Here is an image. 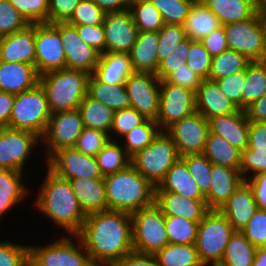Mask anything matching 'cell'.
I'll return each instance as SVG.
<instances>
[{
    "label": "cell",
    "instance_id": "6da1fadb",
    "mask_svg": "<svg viewBox=\"0 0 266 266\" xmlns=\"http://www.w3.org/2000/svg\"><path fill=\"white\" fill-rule=\"evenodd\" d=\"M77 236L94 266H109L133 252L131 214L119 211L89 213Z\"/></svg>",
    "mask_w": 266,
    "mask_h": 266
},
{
    "label": "cell",
    "instance_id": "7a4b0ae2",
    "mask_svg": "<svg viewBox=\"0 0 266 266\" xmlns=\"http://www.w3.org/2000/svg\"><path fill=\"white\" fill-rule=\"evenodd\" d=\"M34 205L67 235H77L87 214L82 210L70 180L61 178L48 167Z\"/></svg>",
    "mask_w": 266,
    "mask_h": 266
},
{
    "label": "cell",
    "instance_id": "3957f363",
    "mask_svg": "<svg viewBox=\"0 0 266 266\" xmlns=\"http://www.w3.org/2000/svg\"><path fill=\"white\" fill-rule=\"evenodd\" d=\"M103 179L108 211L132 214L154 203L155 186L131 164Z\"/></svg>",
    "mask_w": 266,
    "mask_h": 266
},
{
    "label": "cell",
    "instance_id": "277c9868",
    "mask_svg": "<svg viewBox=\"0 0 266 266\" xmlns=\"http://www.w3.org/2000/svg\"><path fill=\"white\" fill-rule=\"evenodd\" d=\"M90 74L63 68L40 75L39 83L44 89L51 113L78 109L87 95Z\"/></svg>",
    "mask_w": 266,
    "mask_h": 266
},
{
    "label": "cell",
    "instance_id": "5b68a950",
    "mask_svg": "<svg viewBox=\"0 0 266 266\" xmlns=\"http://www.w3.org/2000/svg\"><path fill=\"white\" fill-rule=\"evenodd\" d=\"M181 158L176 144L160 131L150 145L130 158L131 165L153 186H158L171 166Z\"/></svg>",
    "mask_w": 266,
    "mask_h": 266
},
{
    "label": "cell",
    "instance_id": "8992f818",
    "mask_svg": "<svg viewBox=\"0 0 266 266\" xmlns=\"http://www.w3.org/2000/svg\"><path fill=\"white\" fill-rule=\"evenodd\" d=\"M51 115L46 93L38 83L29 90L15 94L8 127L30 131L42 137Z\"/></svg>",
    "mask_w": 266,
    "mask_h": 266
},
{
    "label": "cell",
    "instance_id": "52a82bcc",
    "mask_svg": "<svg viewBox=\"0 0 266 266\" xmlns=\"http://www.w3.org/2000/svg\"><path fill=\"white\" fill-rule=\"evenodd\" d=\"M133 251L155 255L169 244L165 216L153 203L131 214Z\"/></svg>",
    "mask_w": 266,
    "mask_h": 266
},
{
    "label": "cell",
    "instance_id": "ba28073f",
    "mask_svg": "<svg viewBox=\"0 0 266 266\" xmlns=\"http://www.w3.org/2000/svg\"><path fill=\"white\" fill-rule=\"evenodd\" d=\"M236 230L219 210H210L199 222L196 250L204 266L220 262L225 247Z\"/></svg>",
    "mask_w": 266,
    "mask_h": 266
},
{
    "label": "cell",
    "instance_id": "9c48e42d",
    "mask_svg": "<svg viewBox=\"0 0 266 266\" xmlns=\"http://www.w3.org/2000/svg\"><path fill=\"white\" fill-rule=\"evenodd\" d=\"M228 48L250 61L266 60V17L258 12L244 21L223 25Z\"/></svg>",
    "mask_w": 266,
    "mask_h": 266
},
{
    "label": "cell",
    "instance_id": "30bf717a",
    "mask_svg": "<svg viewBox=\"0 0 266 266\" xmlns=\"http://www.w3.org/2000/svg\"><path fill=\"white\" fill-rule=\"evenodd\" d=\"M63 235L45 246L29 245V254L42 266H94L79 237Z\"/></svg>",
    "mask_w": 266,
    "mask_h": 266
},
{
    "label": "cell",
    "instance_id": "8fae6325",
    "mask_svg": "<svg viewBox=\"0 0 266 266\" xmlns=\"http://www.w3.org/2000/svg\"><path fill=\"white\" fill-rule=\"evenodd\" d=\"M40 144L41 137L33 132L0 128V168L24 172L31 153Z\"/></svg>",
    "mask_w": 266,
    "mask_h": 266
},
{
    "label": "cell",
    "instance_id": "7c38bea8",
    "mask_svg": "<svg viewBox=\"0 0 266 266\" xmlns=\"http://www.w3.org/2000/svg\"><path fill=\"white\" fill-rule=\"evenodd\" d=\"M35 67L39 75L66 68L60 22L34 24Z\"/></svg>",
    "mask_w": 266,
    "mask_h": 266
},
{
    "label": "cell",
    "instance_id": "4fadbf2b",
    "mask_svg": "<svg viewBox=\"0 0 266 266\" xmlns=\"http://www.w3.org/2000/svg\"><path fill=\"white\" fill-rule=\"evenodd\" d=\"M83 129L82 116L78 109L52 113L41 137L46 159L59 149L74 147Z\"/></svg>",
    "mask_w": 266,
    "mask_h": 266
},
{
    "label": "cell",
    "instance_id": "5bb4252c",
    "mask_svg": "<svg viewBox=\"0 0 266 266\" xmlns=\"http://www.w3.org/2000/svg\"><path fill=\"white\" fill-rule=\"evenodd\" d=\"M196 111L195 92L180 85L160 80L159 114L156 120L161 131Z\"/></svg>",
    "mask_w": 266,
    "mask_h": 266
},
{
    "label": "cell",
    "instance_id": "9a60e30c",
    "mask_svg": "<svg viewBox=\"0 0 266 266\" xmlns=\"http://www.w3.org/2000/svg\"><path fill=\"white\" fill-rule=\"evenodd\" d=\"M165 132L176 144L181 157L203 154L209 133V121L199 112L173 123Z\"/></svg>",
    "mask_w": 266,
    "mask_h": 266
},
{
    "label": "cell",
    "instance_id": "2e32d148",
    "mask_svg": "<svg viewBox=\"0 0 266 266\" xmlns=\"http://www.w3.org/2000/svg\"><path fill=\"white\" fill-rule=\"evenodd\" d=\"M46 167L61 178H103L96 157L88 156L74 147L62 148L47 160Z\"/></svg>",
    "mask_w": 266,
    "mask_h": 266
},
{
    "label": "cell",
    "instance_id": "e0dca14e",
    "mask_svg": "<svg viewBox=\"0 0 266 266\" xmlns=\"http://www.w3.org/2000/svg\"><path fill=\"white\" fill-rule=\"evenodd\" d=\"M125 87L131 98V108L144 118L157 120L159 114L160 79L152 73L133 72Z\"/></svg>",
    "mask_w": 266,
    "mask_h": 266
},
{
    "label": "cell",
    "instance_id": "ac0fdd59",
    "mask_svg": "<svg viewBox=\"0 0 266 266\" xmlns=\"http://www.w3.org/2000/svg\"><path fill=\"white\" fill-rule=\"evenodd\" d=\"M105 52L129 53L136 42L138 27L129 8L105 15Z\"/></svg>",
    "mask_w": 266,
    "mask_h": 266
},
{
    "label": "cell",
    "instance_id": "d6986e66",
    "mask_svg": "<svg viewBox=\"0 0 266 266\" xmlns=\"http://www.w3.org/2000/svg\"><path fill=\"white\" fill-rule=\"evenodd\" d=\"M60 38L64 46L66 68L80 70L90 75L96 69L100 54L84 42L76 28L60 22Z\"/></svg>",
    "mask_w": 266,
    "mask_h": 266
},
{
    "label": "cell",
    "instance_id": "ffe728a7",
    "mask_svg": "<svg viewBox=\"0 0 266 266\" xmlns=\"http://www.w3.org/2000/svg\"><path fill=\"white\" fill-rule=\"evenodd\" d=\"M210 173L211 186L205 201L210 210H219L245 180L239 170L224 165L212 163Z\"/></svg>",
    "mask_w": 266,
    "mask_h": 266
},
{
    "label": "cell",
    "instance_id": "44dd1931",
    "mask_svg": "<svg viewBox=\"0 0 266 266\" xmlns=\"http://www.w3.org/2000/svg\"><path fill=\"white\" fill-rule=\"evenodd\" d=\"M154 203L164 216H176L194 222H200L210 211L205 200L189 199L166 191H155Z\"/></svg>",
    "mask_w": 266,
    "mask_h": 266
},
{
    "label": "cell",
    "instance_id": "7402d4cb",
    "mask_svg": "<svg viewBox=\"0 0 266 266\" xmlns=\"http://www.w3.org/2000/svg\"><path fill=\"white\" fill-rule=\"evenodd\" d=\"M208 121L211 133L221 136L240 151L248 147L249 120L245 110L238 109L236 112L216 116Z\"/></svg>",
    "mask_w": 266,
    "mask_h": 266
},
{
    "label": "cell",
    "instance_id": "603a6c76",
    "mask_svg": "<svg viewBox=\"0 0 266 266\" xmlns=\"http://www.w3.org/2000/svg\"><path fill=\"white\" fill-rule=\"evenodd\" d=\"M196 111L207 120L236 112L239 108L224 94L216 81L205 79L195 93Z\"/></svg>",
    "mask_w": 266,
    "mask_h": 266
},
{
    "label": "cell",
    "instance_id": "cb8c5ba5",
    "mask_svg": "<svg viewBox=\"0 0 266 266\" xmlns=\"http://www.w3.org/2000/svg\"><path fill=\"white\" fill-rule=\"evenodd\" d=\"M0 61L24 62L35 66L34 24L0 37Z\"/></svg>",
    "mask_w": 266,
    "mask_h": 266
},
{
    "label": "cell",
    "instance_id": "d4e9b609",
    "mask_svg": "<svg viewBox=\"0 0 266 266\" xmlns=\"http://www.w3.org/2000/svg\"><path fill=\"white\" fill-rule=\"evenodd\" d=\"M257 209L253 191L244 181L219 211L236 231H242Z\"/></svg>",
    "mask_w": 266,
    "mask_h": 266
},
{
    "label": "cell",
    "instance_id": "484cf974",
    "mask_svg": "<svg viewBox=\"0 0 266 266\" xmlns=\"http://www.w3.org/2000/svg\"><path fill=\"white\" fill-rule=\"evenodd\" d=\"M36 67L24 62L0 61V91L18 94L39 83Z\"/></svg>",
    "mask_w": 266,
    "mask_h": 266
},
{
    "label": "cell",
    "instance_id": "4316f807",
    "mask_svg": "<svg viewBox=\"0 0 266 266\" xmlns=\"http://www.w3.org/2000/svg\"><path fill=\"white\" fill-rule=\"evenodd\" d=\"M158 32L139 31L136 42L129 52L131 66L134 72L152 73L156 75L159 67Z\"/></svg>",
    "mask_w": 266,
    "mask_h": 266
},
{
    "label": "cell",
    "instance_id": "83f0119b",
    "mask_svg": "<svg viewBox=\"0 0 266 266\" xmlns=\"http://www.w3.org/2000/svg\"><path fill=\"white\" fill-rule=\"evenodd\" d=\"M133 72L129 53L104 52L92 75L100 82L120 85L125 84Z\"/></svg>",
    "mask_w": 266,
    "mask_h": 266
},
{
    "label": "cell",
    "instance_id": "f1b7e54d",
    "mask_svg": "<svg viewBox=\"0 0 266 266\" xmlns=\"http://www.w3.org/2000/svg\"><path fill=\"white\" fill-rule=\"evenodd\" d=\"M155 191L172 192L189 199L205 200V196L181 158L171 166L164 179L155 187Z\"/></svg>",
    "mask_w": 266,
    "mask_h": 266
},
{
    "label": "cell",
    "instance_id": "f546056e",
    "mask_svg": "<svg viewBox=\"0 0 266 266\" xmlns=\"http://www.w3.org/2000/svg\"><path fill=\"white\" fill-rule=\"evenodd\" d=\"M76 198L86 213L108 211L103 178H77L70 180Z\"/></svg>",
    "mask_w": 266,
    "mask_h": 266
},
{
    "label": "cell",
    "instance_id": "4dcf8cb0",
    "mask_svg": "<svg viewBox=\"0 0 266 266\" xmlns=\"http://www.w3.org/2000/svg\"><path fill=\"white\" fill-rule=\"evenodd\" d=\"M221 24L217 16L201 1L196 0L183 23L187 39L200 41Z\"/></svg>",
    "mask_w": 266,
    "mask_h": 266
},
{
    "label": "cell",
    "instance_id": "1f68e13d",
    "mask_svg": "<svg viewBox=\"0 0 266 266\" xmlns=\"http://www.w3.org/2000/svg\"><path fill=\"white\" fill-rule=\"evenodd\" d=\"M87 94L114 112L131 107V98L127 94L125 84L110 85L103 83L92 74L88 79Z\"/></svg>",
    "mask_w": 266,
    "mask_h": 266
},
{
    "label": "cell",
    "instance_id": "d6a6232c",
    "mask_svg": "<svg viewBox=\"0 0 266 266\" xmlns=\"http://www.w3.org/2000/svg\"><path fill=\"white\" fill-rule=\"evenodd\" d=\"M218 18L221 25L244 21L257 11L252 0H201Z\"/></svg>",
    "mask_w": 266,
    "mask_h": 266
},
{
    "label": "cell",
    "instance_id": "836d02e7",
    "mask_svg": "<svg viewBox=\"0 0 266 266\" xmlns=\"http://www.w3.org/2000/svg\"><path fill=\"white\" fill-rule=\"evenodd\" d=\"M203 154L214 164L240 170L241 151L219 135L209 131Z\"/></svg>",
    "mask_w": 266,
    "mask_h": 266
},
{
    "label": "cell",
    "instance_id": "e575fe53",
    "mask_svg": "<svg viewBox=\"0 0 266 266\" xmlns=\"http://www.w3.org/2000/svg\"><path fill=\"white\" fill-rule=\"evenodd\" d=\"M78 110L82 116L84 127L110 134L114 116L113 110L93 99L88 94L80 103Z\"/></svg>",
    "mask_w": 266,
    "mask_h": 266
},
{
    "label": "cell",
    "instance_id": "d590c367",
    "mask_svg": "<svg viewBox=\"0 0 266 266\" xmlns=\"http://www.w3.org/2000/svg\"><path fill=\"white\" fill-rule=\"evenodd\" d=\"M256 250L257 247L249 242L241 231H235L220 262L226 266H252Z\"/></svg>",
    "mask_w": 266,
    "mask_h": 266
},
{
    "label": "cell",
    "instance_id": "8d00e7d4",
    "mask_svg": "<svg viewBox=\"0 0 266 266\" xmlns=\"http://www.w3.org/2000/svg\"><path fill=\"white\" fill-rule=\"evenodd\" d=\"M266 92V60L252 61L245 70L242 109L259 100Z\"/></svg>",
    "mask_w": 266,
    "mask_h": 266
},
{
    "label": "cell",
    "instance_id": "74e56055",
    "mask_svg": "<svg viewBox=\"0 0 266 266\" xmlns=\"http://www.w3.org/2000/svg\"><path fill=\"white\" fill-rule=\"evenodd\" d=\"M159 266H204L199 259L196 246L169 243L154 255Z\"/></svg>",
    "mask_w": 266,
    "mask_h": 266
},
{
    "label": "cell",
    "instance_id": "f35d334b",
    "mask_svg": "<svg viewBox=\"0 0 266 266\" xmlns=\"http://www.w3.org/2000/svg\"><path fill=\"white\" fill-rule=\"evenodd\" d=\"M160 131L156 121L146 119L142 124L133 128L118 140L123 141L121 145L131 158L137 152L150 145Z\"/></svg>",
    "mask_w": 266,
    "mask_h": 266
},
{
    "label": "cell",
    "instance_id": "ab89813d",
    "mask_svg": "<svg viewBox=\"0 0 266 266\" xmlns=\"http://www.w3.org/2000/svg\"><path fill=\"white\" fill-rule=\"evenodd\" d=\"M246 56L235 50L227 49L212 57L209 79L216 81L223 77L246 70L251 63Z\"/></svg>",
    "mask_w": 266,
    "mask_h": 266
},
{
    "label": "cell",
    "instance_id": "60d3db41",
    "mask_svg": "<svg viewBox=\"0 0 266 266\" xmlns=\"http://www.w3.org/2000/svg\"><path fill=\"white\" fill-rule=\"evenodd\" d=\"M96 159L103 177L123 170L131 164L130 157L119 140H109L96 155Z\"/></svg>",
    "mask_w": 266,
    "mask_h": 266
},
{
    "label": "cell",
    "instance_id": "b9f144b4",
    "mask_svg": "<svg viewBox=\"0 0 266 266\" xmlns=\"http://www.w3.org/2000/svg\"><path fill=\"white\" fill-rule=\"evenodd\" d=\"M129 9L139 31L158 32L164 26L159 10L149 0H129Z\"/></svg>",
    "mask_w": 266,
    "mask_h": 266
},
{
    "label": "cell",
    "instance_id": "7bdbcfd3",
    "mask_svg": "<svg viewBox=\"0 0 266 266\" xmlns=\"http://www.w3.org/2000/svg\"><path fill=\"white\" fill-rule=\"evenodd\" d=\"M199 222L176 216H165V228L169 243L195 245Z\"/></svg>",
    "mask_w": 266,
    "mask_h": 266
},
{
    "label": "cell",
    "instance_id": "ee69618b",
    "mask_svg": "<svg viewBox=\"0 0 266 266\" xmlns=\"http://www.w3.org/2000/svg\"><path fill=\"white\" fill-rule=\"evenodd\" d=\"M187 66L202 80L209 79L212 56L200 41L188 40L184 46Z\"/></svg>",
    "mask_w": 266,
    "mask_h": 266
},
{
    "label": "cell",
    "instance_id": "f6af8a7d",
    "mask_svg": "<svg viewBox=\"0 0 266 266\" xmlns=\"http://www.w3.org/2000/svg\"><path fill=\"white\" fill-rule=\"evenodd\" d=\"M160 12L164 24L183 25L196 0H149Z\"/></svg>",
    "mask_w": 266,
    "mask_h": 266
},
{
    "label": "cell",
    "instance_id": "bcb514c9",
    "mask_svg": "<svg viewBox=\"0 0 266 266\" xmlns=\"http://www.w3.org/2000/svg\"><path fill=\"white\" fill-rule=\"evenodd\" d=\"M158 62L169 56L177 45H185L188 41L183 25L164 24L158 31Z\"/></svg>",
    "mask_w": 266,
    "mask_h": 266
},
{
    "label": "cell",
    "instance_id": "7dc6e473",
    "mask_svg": "<svg viewBox=\"0 0 266 266\" xmlns=\"http://www.w3.org/2000/svg\"><path fill=\"white\" fill-rule=\"evenodd\" d=\"M181 159L186 163L188 171L196 181L201 193L206 196L211 186L210 171L212 163L204 154L186 155Z\"/></svg>",
    "mask_w": 266,
    "mask_h": 266
},
{
    "label": "cell",
    "instance_id": "c3c4849f",
    "mask_svg": "<svg viewBox=\"0 0 266 266\" xmlns=\"http://www.w3.org/2000/svg\"><path fill=\"white\" fill-rule=\"evenodd\" d=\"M145 120L146 118L131 107L115 111L109 134L110 140L120 139L124 134L139 126Z\"/></svg>",
    "mask_w": 266,
    "mask_h": 266
},
{
    "label": "cell",
    "instance_id": "681fc988",
    "mask_svg": "<svg viewBox=\"0 0 266 266\" xmlns=\"http://www.w3.org/2000/svg\"><path fill=\"white\" fill-rule=\"evenodd\" d=\"M106 13L92 0H81L72 16L66 21L70 25H100Z\"/></svg>",
    "mask_w": 266,
    "mask_h": 266
},
{
    "label": "cell",
    "instance_id": "f907efd6",
    "mask_svg": "<svg viewBox=\"0 0 266 266\" xmlns=\"http://www.w3.org/2000/svg\"><path fill=\"white\" fill-rule=\"evenodd\" d=\"M30 25L9 0H0V37L19 32Z\"/></svg>",
    "mask_w": 266,
    "mask_h": 266
},
{
    "label": "cell",
    "instance_id": "816d5d0a",
    "mask_svg": "<svg viewBox=\"0 0 266 266\" xmlns=\"http://www.w3.org/2000/svg\"><path fill=\"white\" fill-rule=\"evenodd\" d=\"M29 24L48 23V0H9Z\"/></svg>",
    "mask_w": 266,
    "mask_h": 266
},
{
    "label": "cell",
    "instance_id": "f5cc1de1",
    "mask_svg": "<svg viewBox=\"0 0 266 266\" xmlns=\"http://www.w3.org/2000/svg\"><path fill=\"white\" fill-rule=\"evenodd\" d=\"M109 140L110 137L107 133L84 127L74 148L83 154L96 157Z\"/></svg>",
    "mask_w": 266,
    "mask_h": 266
},
{
    "label": "cell",
    "instance_id": "db71d44e",
    "mask_svg": "<svg viewBox=\"0 0 266 266\" xmlns=\"http://www.w3.org/2000/svg\"><path fill=\"white\" fill-rule=\"evenodd\" d=\"M23 176V172L0 168V194H9V197H29L27 195L32 191L23 182Z\"/></svg>",
    "mask_w": 266,
    "mask_h": 266
},
{
    "label": "cell",
    "instance_id": "11a10c76",
    "mask_svg": "<svg viewBox=\"0 0 266 266\" xmlns=\"http://www.w3.org/2000/svg\"><path fill=\"white\" fill-rule=\"evenodd\" d=\"M240 173L244 180L266 172V151L245 148L241 151Z\"/></svg>",
    "mask_w": 266,
    "mask_h": 266
},
{
    "label": "cell",
    "instance_id": "9f6ffc18",
    "mask_svg": "<svg viewBox=\"0 0 266 266\" xmlns=\"http://www.w3.org/2000/svg\"><path fill=\"white\" fill-rule=\"evenodd\" d=\"M28 255V244H18L11 240L0 241V266H25Z\"/></svg>",
    "mask_w": 266,
    "mask_h": 266
},
{
    "label": "cell",
    "instance_id": "6f0895ef",
    "mask_svg": "<svg viewBox=\"0 0 266 266\" xmlns=\"http://www.w3.org/2000/svg\"><path fill=\"white\" fill-rule=\"evenodd\" d=\"M241 232L255 247L266 246V210L258 208Z\"/></svg>",
    "mask_w": 266,
    "mask_h": 266
},
{
    "label": "cell",
    "instance_id": "680465c9",
    "mask_svg": "<svg viewBox=\"0 0 266 266\" xmlns=\"http://www.w3.org/2000/svg\"><path fill=\"white\" fill-rule=\"evenodd\" d=\"M224 94L242 109V90L245 84V70L216 80Z\"/></svg>",
    "mask_w": 266,
    "mask_h": 266
},
{
    "label": "cell",
    "instance_id": "91938a15",
    "mask_svg": "<svg viewBox=\"0 0 266 266\" xmlns=\"http://www.w3.org/2000/svg\"><path fill=\"white\" fill-rule=\"evenodd\" d=\"M79 37L96 50L100 55L105 52V31L100 25H72Z\"/></svg>",
    "mask_w": 266,
    "mask_h": 266
},
{
    "label": "cell",
    "instance_id": "94428289",
    "mask_svg": "<svg viewBox=\"0 0 266 266\" xmlns=\"http://www.w3.org/2000/svg\"><path fill=\"white\" fill-rule=\"evenodd\" d=\"M165 81L173 85H180L188 88L196 93L202 79L194 73L187 64H184L176 68Z\"/></svg>",
    "mask_w": 266,
    "mask_h": 266
},
{
    "label": "cell",
    "instance_id": "6125c7cd",
    "mask_svg": "<svg viewBox=\"0 0 266 266\" xmlns=\"http://www.w3.org/2000/svg\"><path fill=\"white\" fill-rule=\"evenodd\" d=\"M81 0H48V23L66 22Z\"/></svg>",
    "mask_w": 266,
    "mask_h": 266
},
{
    "label": "cell",
    "instance_id": "be15d7a7",
    "mask_svg": "<svg viewBox=\"0 0 266 266\" xmlns=\"http://www.w3.org/2000/svg\"><path fill=\"white\" fill-rule=\"evenodd\" d=\"M184 46L177 45L172 53L159 63L156 76L160 80H165L171 73L175 71L181 65L186 64V58L184 55Z\"/></svg>",
    "mask_w": 266,
    "mask_h": 266
},
{
    "label": "cell",
    "instance_id": "e7e4bbea",
    "mask_svg": "<svg viewBox=\"0 0 266 266\" xmlns=\"http://www.w3.org/2000/svg\"><path fill=\"white\" fill-rule=\"evenodd\" d=\"M226 39L224 27L221 25L200 40V42L203 44L204 48L209 52V54L214 57L229 49Z\"/></svg>",
    "mask_w": 266,
    "mask_h": 266
},
{
    "label": "cell",
    "instance_id": "03108f58",
    "mask_svg": "<svg viewBox=\"0 0 266 266\" xmlns=\"http://www.w3.org/2000/svg\"><path fill=\"white\" fill-rule=\"evenodd\" d=\"M248 149L266 151V122L249 121Z\"/></svg>",
    "mask_w": 266,
    "mask_h": 266
},
{
    "label": "cell",
    "instance_id": "003e7915",
    "mask_svg": "<svg viewBox=\"0 0 266 266\" xmlns=\"http://www.w3.org/2000/svg\"><path fill=\"white\" fill-rule=\"evenodd\" d=\"M245 181L253 191L257 207L266 210V172L254 175Z\"/></svg>",
    "mask_w": 266,
    "mask_h": 266
},
{
    "label": "cell",
    "instance_id": "a7ac6f4b",
    "mask_svg": "<svg viewBox=\"0 0 266 266\" xmlns=\"http://www.w3.org/2000/svg\"><path fill=\"white\" fill-rule=\"evenodd\" d=\"M109 266H159L154 255L131 252Z\"/></svg>",
    "mask_w": 266,
    "mask_h": 266
},
{
    "label": "cell",
    "instance_id": "89a4df30",
    "mask_svg": "<svg viewBox=\"0 0 266 266\" xmlns=\"http://www.w3.org/2000/svg\"><path fill=\"white\" fill-rule=\"evenodd\" d=\"M244 110L249 121L266 122V92L259 100L252 102Z\"/></svg>",
    "mask_w": 266,
    "mask_h": 266
},
{
    "label": "cell",
    "instance_id": "2644e50d",
    "mask_svg": "<svg viewBox=\"0 0 266 266\" xmlns=\"http://www.w3.org/2000/svg\"><path fill=\"white\" fill-rule=\"evenodd\" d=\"M15 94L0 91V128L8 127Z\"/></svg>",
    "mask_w": 266,
    "mask_h": 266
},
{
    "label": "cell",
    "instance_id": "8c879c8a",
    "mask_svg": "<svg viewBox=\"0 0 266 266\" xmlns=\"http://www.w3.org/2000/svg\"><path fill=\"white\" fill-rule=\"evenodd\" d=\"M106 14L111 12H119L129 8V0H92Z\"/></svg>",
    "mask_w": 266,
    "mask_h": 266
},
{
    "label": "cell",
    "instance_id": "753ad0ef",
    "mask_svg": "<svg viewBox=\"0 0 266 266\" xmlns=\"http://www.w3.org/2000/svg\"><path fill=\"white\" fill-rule=\"evenodd\" d=\"M28 197H9V194H0V221L6 212L18 207V204L27 200Z\"/></svg>",
    "mask_w": 266,
    "mask_h": 266
},
{
    "label": "cell",
    "instance_id": "34e18365",
    "mask_svg": "<svg viewBox=\"0 0 266 266\" xmlns=\"http://www.w3.org/2000/svg\"><path fill=\"white\" fill-rule=\"evenodd\" d=\"M252 266H266V246L257 247Z\"/></svg>",
    "mask_w": 266,
    "mask_h": 266
},
{
    "label": "cell",
    "instance_id": "11e5206c",
    "mask_svg": "<svg viewBox=\"0 0 266 266\" xmlns=\"http://www.w3.org/2000/svg\"><path fill=\"white\" fill-rule=\"evenodd\" d=\"M256 11L266 17V0H252Z\"/></svg>",
    "mask_w": 266,
    "mask_h": 266
},
{
    "label": "cell",
    "instance_id": "2a66077c",
    "mask_svg": "<svg viewBox=\"0 0 266 266\" xmlns=\"http://www.w3.org/2000/svg\"><path fill=\"white\" fill-rule=\"evenodd\" d=\"M25 266H42L38 263L30 254L27 256L25 260Z\"/></svg>",
    "mask_w": 266,
    "mask_h": 266
},
{
    "label": "cell",
    "instance_id": "b9fcfbb0",
    "mask_svg": "<svg viewBox=\"0 0 266 266\" xmlns=\"http://www.w3.org/2000/svg\"><path fill=\"white\" fill-rule=\"evenodd\" d=\"M207 266H226V265H224V264L221 263V262H217V263L209 264V265H207Z\"/></svg>",
    "mask_w": 266,
    "mask_h": 266
}]
</instances>
